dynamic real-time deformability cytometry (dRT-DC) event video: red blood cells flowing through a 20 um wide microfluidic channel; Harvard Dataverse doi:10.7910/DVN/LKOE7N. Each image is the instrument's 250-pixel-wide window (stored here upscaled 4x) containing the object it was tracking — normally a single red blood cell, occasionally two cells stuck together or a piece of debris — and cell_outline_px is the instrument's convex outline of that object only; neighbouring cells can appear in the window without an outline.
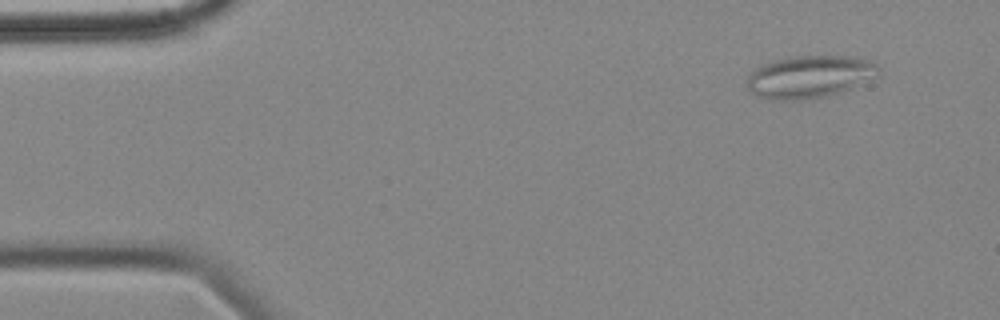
{"species": "common noctule bat (a hibernating species)", "species_latin": "Nyctalus noctula", "temperature_condition": "cold", "stored_images_in_passage": 5, "camera_frame_rate_fps": 3000, "um_per_image_px": 0.085, "animal": {"sex": "female", "body_mass_g": 18.4}, "frame": {"image": 1, "passage_image": 2, "time_ms": 1.333, "image_size_px": [1000, 320], "cell_outline_px": [[880, 76], [852, 88], [828, 96], [804, 100], [772, 100], [756, 96], [744, 84], [748, 72], [772, 60], [788, 56], [856, 56], [868, 60], [876, 64], [880, 68]], "centroid_in_image_um": [68.8, 6.52], "position_along_channel_um": 16.2, "area_um2": 33.35}}